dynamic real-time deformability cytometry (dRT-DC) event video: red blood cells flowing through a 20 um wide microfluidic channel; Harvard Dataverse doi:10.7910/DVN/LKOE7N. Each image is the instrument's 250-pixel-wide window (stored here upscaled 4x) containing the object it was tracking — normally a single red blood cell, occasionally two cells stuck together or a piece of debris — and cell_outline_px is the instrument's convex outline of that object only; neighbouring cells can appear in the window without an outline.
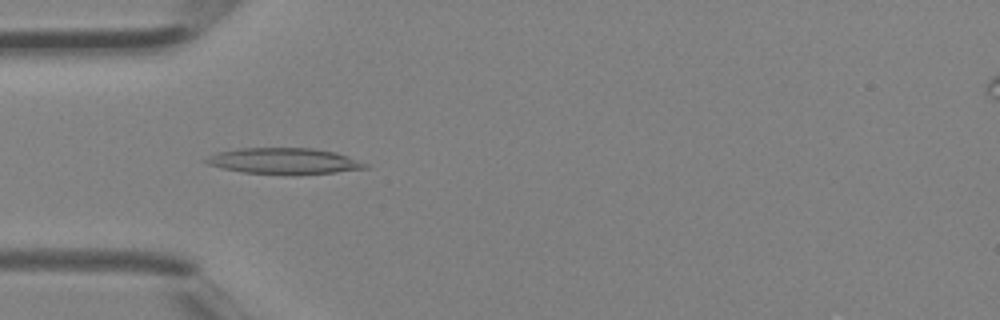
{"species": "Egyptian fruit bat (a non-hibernating species)", "species_latin": "Rousettus aegyptiacus", "temperature_condition": "room temperature", "stored_images_in_passage": 4, "camera_frame_rate_fps": 3000, "um_per_image_px": 0.085, "animal": {"sex": "female"}, "frame": {"image": 1, "passage_image": 4, "time_ms": 1.0, "image_size_px": [1000, 320], "cell_outline_px": [[368, 168], [336, 172], [296, 176], [244, 172], [224, 168], [208, 164], [204, 160], [208, 156], [220, 152], [240, 148], [312, 148], [336, 152], [368, 164]], "centroid_in_image_um": [24.19, 13.7], "position_along_channel_um": 60.8, "area_um2": 24.28}}